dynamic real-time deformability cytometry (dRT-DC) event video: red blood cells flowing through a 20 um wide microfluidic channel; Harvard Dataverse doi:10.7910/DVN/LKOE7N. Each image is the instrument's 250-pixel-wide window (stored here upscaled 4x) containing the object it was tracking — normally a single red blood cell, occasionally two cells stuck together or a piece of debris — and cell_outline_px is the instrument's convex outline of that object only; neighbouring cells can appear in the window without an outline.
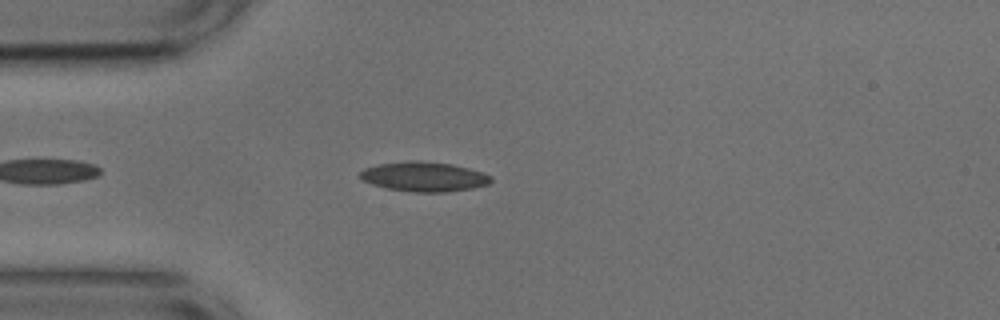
{"species": "common noctule bat (a hibernating species)", "species_latin": "Nyctalus noctula", "temperature_condition": "cold", "stored_images_in_passage": 10, "camera_frame_rate_fps": 3000, "um_per_image_px": 0.085, "animal": {"sex": "male", "body_mass_g": 17.9, "forearm_length_mm": 54.2}, "frame": {"image": 1, "passage_image": 6, "time_ms": 1.667, "image_size_px": [1000, 320], "cell_outline_px": [[492, 180], [488, 184], [472, 188], [444, 192], [412, 192], [388, 188], [372, 184], [360, 180], [360, 172], [364, 168], [380, 164], [408, 160], [420, 160], [452, 164], [484, 172], [492, 176]], "centroid_in_image_um": [36.04, 15.01], "position_along_channel_um": 49.0, "area_um2": 22.72}}